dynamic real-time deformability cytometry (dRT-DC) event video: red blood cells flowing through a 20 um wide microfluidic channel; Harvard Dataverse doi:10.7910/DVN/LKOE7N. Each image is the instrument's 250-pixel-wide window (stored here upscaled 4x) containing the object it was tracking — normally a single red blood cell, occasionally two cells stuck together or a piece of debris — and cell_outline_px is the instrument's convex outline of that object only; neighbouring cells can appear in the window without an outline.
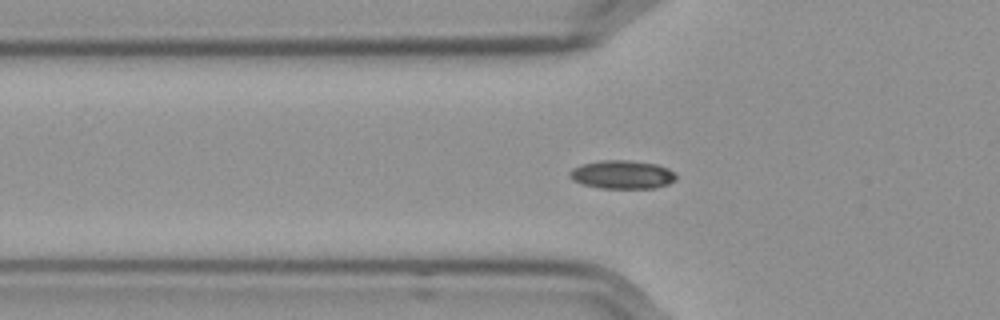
{"species": "Egyptian fruit bat (a non-hibernating species)", "species_latin": "Rousettus aegyptiacus", "temperature_condition": "cold", "stored_images_in_passage": 48, "camera_frame_rate_fps": 3000, "um_per_image_px": 0.085, "frame": {"image": 1, "passage_image": 9, "time_ms": 2.667, "image_size_px": [1000, 320], "cell_outline_px": [[676, 180], [668, 184], [652, 188], [600, 188], [584, 184], [572, 180], [568, 176], [568, 172], [572, 168], [580, 164], [600, 160], [628, 160], [656, 164], [668, 168], [676, 172]], "centroid_in_image_um": [52.87, 14.83], "position_along_channel_um": 72.9, "area_um2": 17.8}}
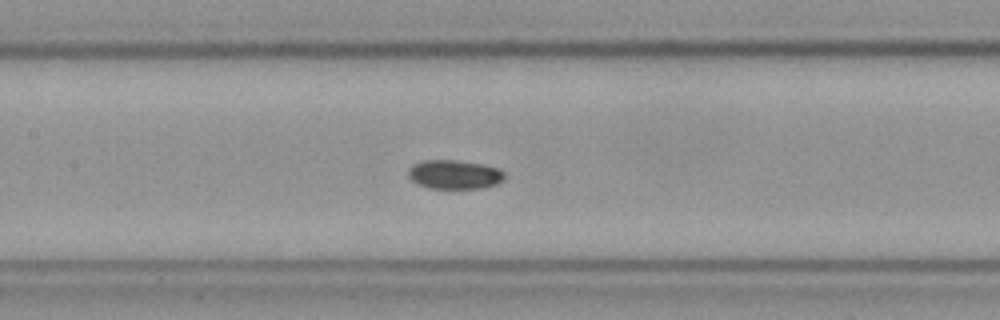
{"frame": {"image": 2, "passage_image": 17, "time_ms": 5.333, "image_size_px": [1000, 320], "cell_outline_px": [[504, 180], [496, 184], [484, 188], [428, 188], [416, 184], [408, 176], [408, 168], [412, 164], [424, 160], [456, 160], [480, 164], [496, 168], [504, 172]], "centroid_in_image_um": [38.58, 14.83], "position_along_channel_um": 168.8, "area_um2": 16.3}}
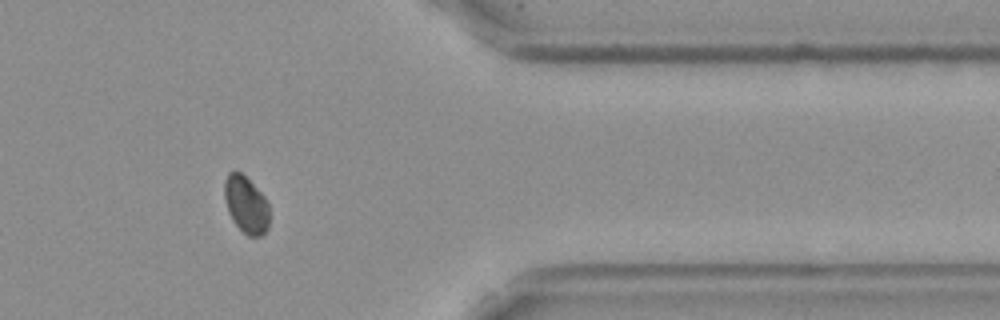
{"frame": {"image": 3, "passage_image": 37, "time_ms": 12.0, "image_size_px": [1000, 320], "cell_outline_px": [[268, 228], [260, 236], [248, 236], [232, 220], [228, 212], [224, 196], [224, 180], [228, 172], [240, 172], [264, 196], [268, 204]], "centroid_in_image_um": [20.89, 17.39], "position_along_channel_um": 390.5, "area_um2": 14.68}, "authors_computed_cell_mechanics": {"area_um2": 16.184, "velocity_mm_per_s": 3.5617, "shape_relaxation_time_tau1_ms": 9.2403, "shape_relaxation_time_tau2_ms": null, "deformation_change_tau1": 0.1313, "deformation_change_tau2": null}}